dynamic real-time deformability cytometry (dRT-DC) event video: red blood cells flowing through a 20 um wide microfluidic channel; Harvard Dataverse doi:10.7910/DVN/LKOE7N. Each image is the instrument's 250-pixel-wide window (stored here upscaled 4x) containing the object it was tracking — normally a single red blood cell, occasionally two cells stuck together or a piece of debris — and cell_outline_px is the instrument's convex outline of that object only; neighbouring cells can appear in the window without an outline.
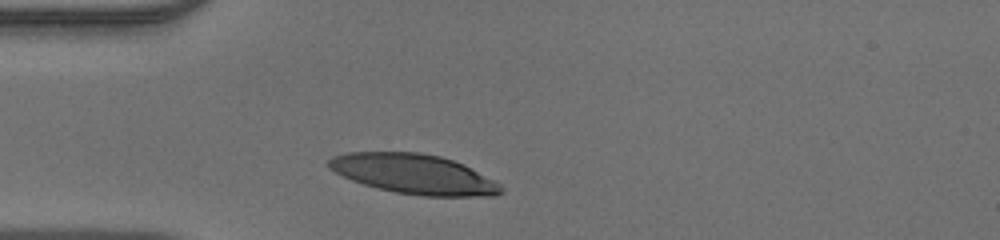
{"species": "human", "species_latin": "Homo sapiens", "temperature_condition": "warm", "stored_images_in_passage": 27, "camera_frame_rate_fps": 3000, "um_per_image_px": 0.085, "donor": {"sex": "male"}, "frame": {"image": 1, "passage_image": 1, "time_ms": 0.0, "image_size_px": [1000, 240], "cell_outline_px": [[504, 192], [496, 196], [424, 196], [396, 192], [364, 184], [352, 180], [328, 168], [328, 160], [332, 156], [348, 152], [420, 152], [440, 156], [464, 164], [500, 184], [504, 188]], "centroid_in_image_um": [35.21, 14.79], "position_along_channel_um": 49.8, "area_um2": 39.77}}
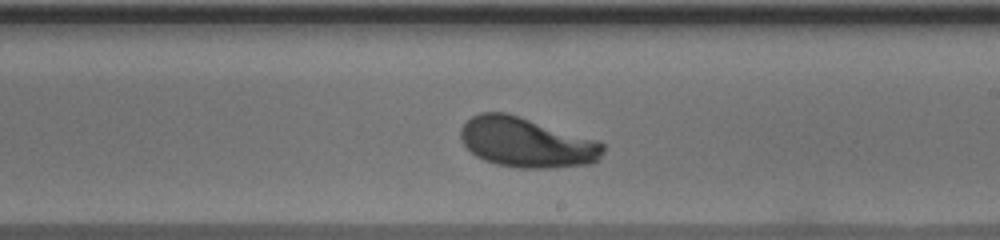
{"frame": {"image": 2, "passage_image": 16, "time_ms": 5.0, "image_size_px": [1000, 240], "cell_outline_px": [[604, 152], [600, 160], [592, 164], [552, 168], [520, 168], [496, 164], [484, 160], [476, 156], [460, 140], [460, 128], [472, 116], [480, 112], [508, 112], [600, 140], [604, 144]], "centroid_in_image_um": [44.81, 12.1], "position_along_channel_um": 244.2, "area_um2": 42.08}}
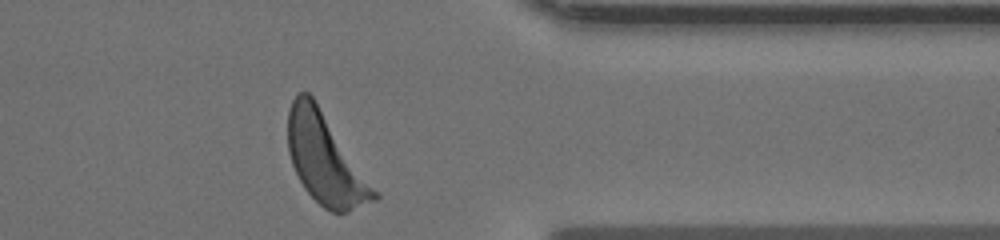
{"frame": {"image": 3, "passage_image": 27, "time_ms": 8.667, "image_size_px": [1000, 240], "cell_outline_px": [[380, 196], [376, 200], [348, 212], [332, 212], [324, 208], [304, 188], [292, 164], [288, 152], [288, 108], [296, 92], [308, 92], [312, 96], [380, 192]], "centroid_in_image_um": [27.68, 13.53], "position_along_channel_um": 383.7, "area_um2": 45.26}}